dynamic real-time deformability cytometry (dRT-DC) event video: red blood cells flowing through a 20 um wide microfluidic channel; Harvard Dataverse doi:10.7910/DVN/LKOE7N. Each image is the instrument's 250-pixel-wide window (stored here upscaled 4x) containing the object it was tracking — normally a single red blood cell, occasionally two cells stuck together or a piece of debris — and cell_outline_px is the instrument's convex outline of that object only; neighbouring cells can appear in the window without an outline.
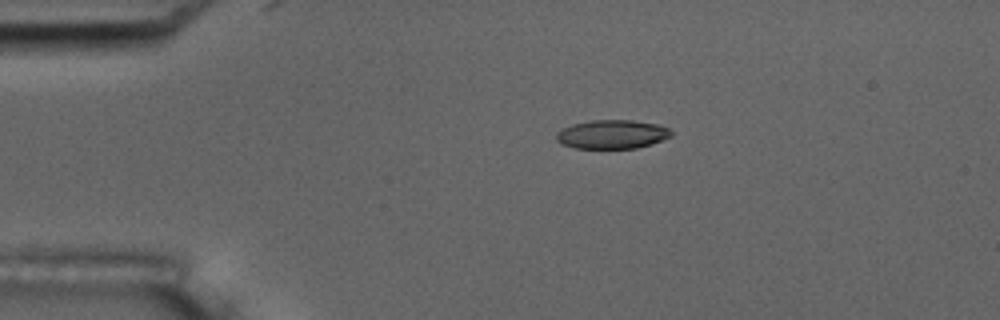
{"species": "common noctule bat (a hibernating species)", "species_latin": "Nyctalus noctula", "temperature_condition": "room temperature", "stored_images_in_passage": 16, "camera_frame_rate_fps": 3000, "um_per_image_px": 0.085, "animal": {"sex": "male", "body_mass_g": 17.5, "forearm_length_mm": 52.3}, "frame": {"image": 1, "passage_image": 3, "time_ms": 3.0, "image_size_px": [1000, 320], "cell_outline_px": [[672, 136], [652, 144], [636, 148], [576, 148], [560, 144], [556, 140], [556, 132], [572, 124], [592, 120], [632, 120], [660, 124], [668, 128], [672, 132]], "centroid_in_image_um": [52.04, 11.41], "position_along_channel_um": 33.0, "area_um2": 19.42}, "authors_computed_cell_mechanics": {"area_um2": 20.4901, "velocity_mm_per_s": 3.558, "shape_relaxation_time_tau1_ms": 5.0663, "shape_relaxation_time_tau2_ms": 1.7848, "deformation_change_tau1": 0.1339, "deformation_change_tau2": 0.0689}}